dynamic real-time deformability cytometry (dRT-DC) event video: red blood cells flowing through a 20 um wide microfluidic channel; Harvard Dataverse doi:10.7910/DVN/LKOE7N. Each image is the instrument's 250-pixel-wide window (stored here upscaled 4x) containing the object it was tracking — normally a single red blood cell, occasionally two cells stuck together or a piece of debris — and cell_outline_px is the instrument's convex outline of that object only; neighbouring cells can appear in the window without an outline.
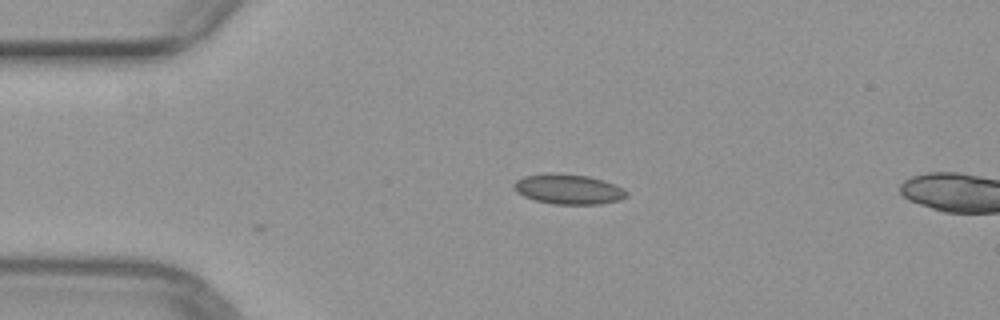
{"species": "common noctule bat (a hibernating species)", "species_latin": "Nyctalus noctula", "temperature_condition": "warm", "stored_images_in_passage": 5, "camera_frame_rate_fps": 3000, "um_per_image_px": 0.085, "animal": {"sex": "female", "body_mass_g": 29.2, "forearm_length_mm": 56.3}, "frame": {"image": 1, "passage_image": 5, "time_ms": 1.333, "image_size_px": [1000, 320], "cell_outline_px": [[628, 196], [620, 200], [600, 204], [552, 204], [536, 200], [524, 196], [516, 192], [512, 188], [512, 184], [516, 180], [524, 176], [548, 172], [556, 172], [588, 176], [624, 188], [628, 192]], "centroid_in_image_um": [48.28, 16.07], "position_along_channel_um": 36.7, "area_um2": 19.88}}